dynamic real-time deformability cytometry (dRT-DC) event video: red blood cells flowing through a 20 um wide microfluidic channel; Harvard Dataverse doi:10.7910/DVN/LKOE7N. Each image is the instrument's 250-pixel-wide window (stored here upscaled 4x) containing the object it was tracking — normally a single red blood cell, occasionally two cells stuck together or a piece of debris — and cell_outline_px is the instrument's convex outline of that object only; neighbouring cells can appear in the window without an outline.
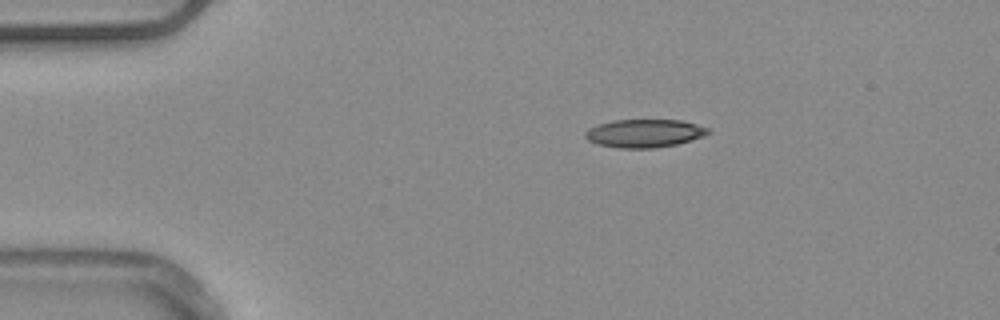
{"species": "common noctule bat (a hibernating species)", "species_latin": "Nyctalus noctula", "temperature_condition": "warm", "stored_images_in_passage": 36, "camera_frame_rate_fps": 3000, "um_per_image_px": 0.085, "animal": {"sex": "male", "body_mass_g": 20.4}, "frame": {"image": 1, "passage_image": 1, "time_ms": 0.0, "image_size_px": [1000, 320], "cell_outline_px": [[712, 132], [704, 136], [676, 144], [652, 148], [620, 148], [600, 144], [588, 140], [584, 136], [584, 132], [588, 128], [600, 124], [616, 120], [680, 120], [696, 124], [708, 128]], "centroid_in_image_um": [54.79, 11.33], "position_along_channel_um": 30.2, "area_um2": 19.94}}
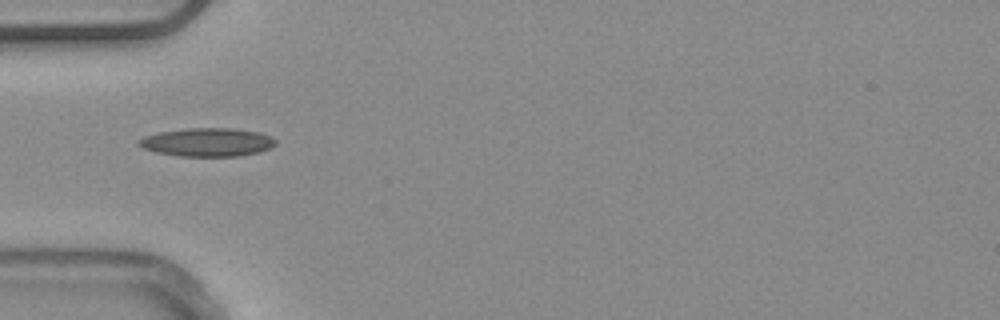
{"frame": {"image": 2, "passage_image": 8, "time_ms": 2.333, "image_size_px": [1000, 320], "cell_outline_px": [[276, 144], [272, 148], [260, 152], [240, 156], [176, 156], [156, 152], [144, 148], [136, 144], [136, 140], [144, 136], [160, 132], [188, 128], [232, 128], [256, 132], [268, 136], [276, 140]], "centroid_in_image_um": [17.6, 12.09], "position_along_channel_um": 67.4, "area_um2": 22.72}, "authors_computed_cell_mechanics": {"area_um2": 20.2589, "velocity_mm_per_s": 3.9161, "shape_relaxation_time_tau1_ms": null, "shape_relaxation_time_tau2_ms": 3.3478, "deformation_change_tau1": null, "deformation_change_tau2": 0.1224}}